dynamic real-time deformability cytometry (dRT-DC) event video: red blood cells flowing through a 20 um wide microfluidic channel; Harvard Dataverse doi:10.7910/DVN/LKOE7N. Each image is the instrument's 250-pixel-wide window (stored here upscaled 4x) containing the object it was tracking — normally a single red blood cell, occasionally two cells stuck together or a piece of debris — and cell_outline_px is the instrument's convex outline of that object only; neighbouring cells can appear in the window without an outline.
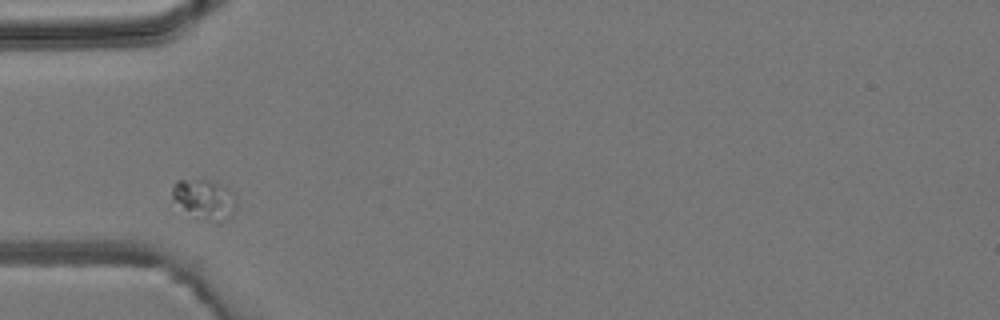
{"species": "common noctule bat (a hibernating species)", "species_latin": "Nyctalus noctula", "temperature_condition": "room temperature", "stored_images_in_passage": 3, "camera_frame_rate_fps": 3000, "um_per_image_px": 0.085, "animal": {"sex": "male", "body_mass_g": 19.2, "forearm_length_mm": 51.8}, "frame": {"image": 1, "passage_image": 1, "time_ms": 0.0, "image_size_px": [1000, 320], "cell_outline_px": [[236, 200], [232, 212], [220, 224], [208, 220], [184, 208], [172, 196], [172, 184], [176, 180], [212, 180], [220, 184]], "centroid_in_image_um": [17.36, 16.9], "position_along_channel_um": 67.6, "area_um2": 13.93}}
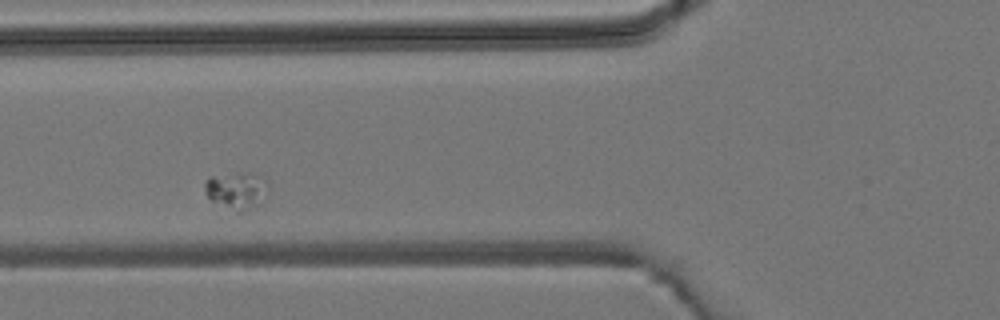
{"frame": {"image": 2, "passage_image": 2, "time_ms": 1.0, "image_size_px": [1000, 320], "cell_outline_px": [[272, 188], [260, 204], [240, 212], [236, 212], [212, 200], [204, 192], [204, 180], [212, 176], [236, 172], [248, 172], [264, 176]], "centroid_in_image_um": [20.18, 16.15], "position_along_channel_um": 105.6, "area_um2": 14.22}}
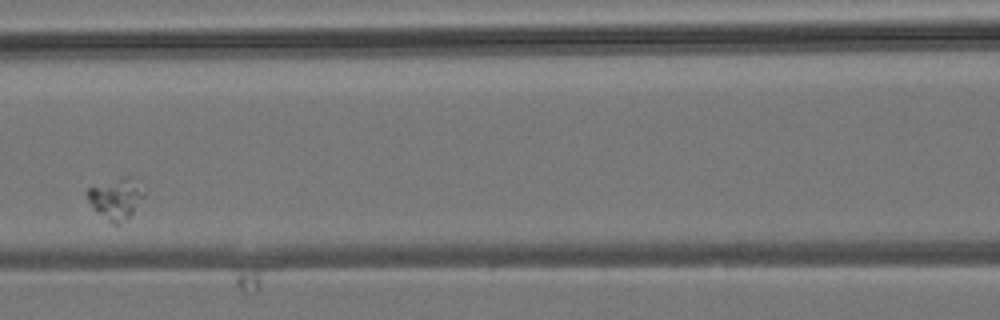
{"frame": {"image": 3, "passage_image": 3, "time_ms": 2.333, "image_size_px": [1000, 320], "cell_outline_px": [[144, 196], [132, 212], [120, 224], [112, 224], [88, 200], [84, 192], [88, 188], [124, 176], [128, 176], [144, 192]], "centroid_in_image_um": [9.83, 16.87], "position_along_channel_um": 156.8, "area_um2": 12.77}}